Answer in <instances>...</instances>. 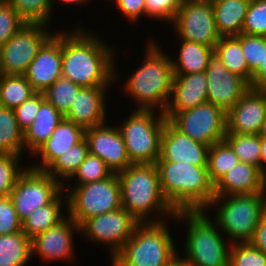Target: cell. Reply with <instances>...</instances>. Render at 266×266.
Listing matches in <instances>:
<instances>
[{
    "label": "cell",
    "instance_id": "1",
    "mask_svg": "<svg viewBox=\"0 0 266 266\" xmlns=\"http://www.w3.org/2000/svg\"><path fill=\"white\" fill-rule=\"evenodd\" d=\"M77 25L62 30V76L81 87L118 85L121 77L116 66L117 48L82 26V22Z\"/></svg>",
    "mask_w": 266,
    "mask_h": 266
},
{
    "label": "cell",
    "instance_id": "2",
    "mask_svg": "<svg viewBox=\"0 0 266 266\" xmlns=\"http://www.w3.org/2000/svg\"><path fill=\"white\" fill-rule=\"evenodd\" d=\"M154 37L143 48V62L122 82V90L133 100L136 109H151L164 113L172 94L173 67L168 56Z\"/></svg>",
    "mask_w": 266,
    "mask_h": 266
},
{
    "label": "cell",
    "instance_id": "3",
    "mask_svg": "<svg viewBox=\"0 0 266 266\" xmlns=\"http://www.w3.org/2000/svg\"><path fill=\"white\" fill-rule=\"evenodd\" d=\"M117 177L121 205L139 223L174 220L176 211L162 193L156 164H131Z\"/></svg>",
    "mask_w": 266,
    "mask_h": 266
},
{
    "label": "cell",
    "instance_id": "4",
    "mask_svg": "<svg viewBox=\"0 0 266 266\" xmlns=\"http://www.w3.org/2000/svg\"><path fill=\"white\" fill-rule=\"evenodd\" d=\"M162 193L176 211H204L214 199L207 166L157 161Z\"/></svg>",
    "mask_w": 266,
    "mask_h": 266
},
{
    "label": "cell",
    "instance_id": "5",
    "mask_svg": "<svg viewBox=\"0 0 266 266\" xmlns=\"http://www.w3.org/2000/svg\"><path fill=\"white\" fill-rule=\"evenodd\" d=\"M204 211H178L175 223H185L183 255L185 266H229L231 242ZM224 236V237H223Z\"/></svg>",
    "mask_w": 266,
    "mask_h": 266
},
{
    "label": "cell",
    "instance_id": "6",
    "mask_svg": "<svg viewBox=\"0 0 266 266\" xmlns=\"http://www.w3.org/2000/svg\"><path fill=\"white\" fill-rule=\"evenodd\" d=\"M168 220L138 223L111 266H166L179 254Z\"/></svg>",
    "mask_w": 266,
    "mask_h": 266
},
{
    "label": "cell",
    "instance_id": "7",
    "mask_svg": "<svg viewBox=\"0 0 266 266\" xmlns=\"http://www.w3.org/2000/svg\"><path fill=\"white\" fill-rule=\"evenodd\" d=\"M265 196L266 193L215 196L204 212L210 213L213 209L215 214L213 218L210 215V219L232 244L246 243L252 239L261 220Z\"/></svg>",
    "mask_w": 266,
    "mask_h": 266
},
{
    "label": "cell",
    "instance_id": "8",
    "mask_svg": "<svg viewBox=\"0 0 266 266\" xmlns=\"http://www.w3.org/2000/svg\"><path fill=\"white\" fill-rule=\"evenodd\" d=\"M122 120L115 124L131 164H155L160 157L161 136L167 121L164 113L135 108Z\"/></svg>",
    "mask_w": 266,
    "mask_h": 266
},
{
    "label": "cell",
    "instance_id": "9",
    "mask_svg": "<svg viewBox=\"0 0 266 266\" xmlns=\"http://www.w3.org/2000/svg\"><path fill=\"white\" fill-rule=\"evenodd\" d=\"M67 214L80 226L85 220L115 211L121 205V187L117 174L92 183H65Z\"/></svg>",
    "mask_w": 266,
    "mask_h": 266
},
{
    "label": "cell",
    "instance_id": "10",
    "mask_svg": "<svg viewBox=\"0 0 266 266\" xmlns=\"http://www.w3.org/2000/svg\"><path fill=\"white\" fill-rule=\"evenodd\" d=\"M166 119L192 140L208 145L224 140L226 112L210 102L178 113H164Z\"/></svg>",
    "mask_w": 266,
    "mask_h": 266
},
{
    "label": "cell",
    "instance_id": "11",
    "mask_svg": "<svg viewBox=\"0 0 266 266\" xmlns=\"http://www.w3.org/2000/svg\"><path fill=\"white\" fill-rule=\"evenodd\" d=\"M50 26L26 24L0 48V74L24 75L42 45L55 33Z\"/></svg>",
    "mask_w": 266,
    "mask_h": 266
},
{
    "label": "cell",
    "instance_id": "12",
    "mask_svg": "<svg viewBox=\"0 0 266 266\" xmlns=\"http://www.w3.org/2000/svg\"><path fill=\"white\" fill-rule=\"evenodd\" d=\"M139 222L123 207L85 220L80 225V235L88 242L108 247L112 260L131 238ZM91 240V241H90Z\"/></svg>",
    "mask_w": 266,
    "mask_h": 266
},
{
    "label": "cell",
    "instance_id": "13",
    "mask_svg": "<svg viewBox=\"0 0 266 266\" xmlns=\"http://www.w3.org/2000/svg\"><path fill=\"white\" fill-rule=\"evenodd\" d=\"M63 185L45 171L27 167L18 177L10 193L16 213L21 221L37 208L51 203L61 192Z\"/></svg>",
    "mask_w": 266,
    "mask_h": 266
},
{
    "label": "cell",
    "instance_id": "14",
    "mask_svg": "<svg viewBox=\"0 0 266 266\" xmlns=\"http://www.w3.org/2000/svg\"><path fill=\"white\" fill-rule=\"evenodd\" d=\"M171 25L169 27L177 38L213 48L221 37L216 29L215 14L209 0H186Z\"/></svg>",
    "mask_w": 266,
    "mask_h": 266
},
{
    "label": "cell",
    "instance_id": "15",
    "mask_svg": "<svg viewBox=\"0 0 266 266\" xmlns=\"http://www.w3.org/2000/svg\"><path fill=\"white\" fill-rule=\"evenodd\" d=\"M74 234L80 235V226L67 214L55 226L31 238V256L42 262L51 263L56 260L72 262L76 258Z\"/></svg>",
    "mask_w": 266,
    "mask_h": 266
},
{
    "label": "cell",
    "instance_id": "16",
    "mask_svg": "<svg viewBox=\"0 0 266 266\" xmlns=\"http://www.w3.org/2000/svg\"><path fill=\"white\" fill-rule=\"evenodd\" d=\"M205 73L207 102L226 113L251 88L244 78L230 72L215 53L210 57Z\"/></svg>",
    "mask_w": 266,
    "mask_h": 266
},
{
    "label": "cell",
    "instance_id": "17",
    "mask_svg": "<svg viewBox=\"0 0 266 266\" xmlns=\"http://www.w3.org/2000/svg\"><path fill=\"white\" fill-rule=\"evenodd\" d=\"M89 154L103 160L112 173L118 174L131 165L125 142L116 126L108 122L85 130Z\"/></svg>",
    "mask_w": 266,
    "mask_h": 266
},
{
    "label": "cell",
    "instance_id": "18",
    "mask_svg": "<svg viewBox=\"0 0 266 266\" xmlns=\"http://www.w3.org/2000/svg\"><path fill=\"white\" fill-rule=\"evenodd\" d=\"M36 93H43L62 76V30L42 45L23 75Z\"/></svg>",
    "mask_w": 266,
    "mask_h": 266
},
{
    "label": "cell",
    "instance_id": "19",
    "mask_svg": "<svg viewBox=\"0 0 266 266\" xmlns=\"http://www.w3.org/2000/svg\"><path fill=\"white\" fill-rule=\"evenodd\" d=\"M208 149V145L192 140L167 120L161 136L160 157L157 161L207 166Z\"/></svg>",
    "mask_w": 266,
    "mask_h": 266
},
{
    "label": "cell",
    "instance_id": "20",
    "mask_svg": "<svg viewBox=\"0 0 266 266\" xmlns=\"http://www.w3.org/2000/svg\"><path fill=\"white\" fill-rule=\"evenodd\" d=\"M264 111L265 91L250 88L226 113V133L258 134Z\"/></svg>",
    "mask_w": 266,
    "mask_h": 266
},
{
    "label": "cell",
    "instance_id": "21",
    "mask_svg": "<svg viewBox=\"0 0 266 266\" xmlns=\"http://www.w3.org/2000/svg\"><path fill=\"white\" fill-rule=\"evenodd\" d=\"M111 87H82L64 118L85 130L108 121L107 97ZM107 111V112H106Z\"/></svg>",
    "mask_w": 266,
    "mask_h": 266
},
{
    "label": "cell",
    "instance_id": "22",
    "mask_svg": "<svg viewBox=\"0 0 266 266\" xmlns=\"http://www.w3.org/2000/svg\"><path fill=\"white\" fill-rule=\"evenodd\" d=\"M85 138V129L63 118L49 139L32 155L38 162L29 167L45 171L61 154Z\"/></svg>",
    "mask_w": 266,
    "mask_h": 266
},
{
    "label": "cell",
    "instance_id": "23",
    "mask_svg": "<svg viewBox=\"0 0 266 266\" xmlns=\"http://www.w3.org/2000/svg\"><path fill=\"white\" fill-rule=\"evenodd\" d=\"M207 101L206 73L174 74L172 94L164 113H178Z\"/></svg>",
    "mask_w": 266,
    "mask_h": 266
},
{
    "label": "cell",
    "instance_id": "24",
    "mask_svg": "<svg viewBox=\"0 0 266 266\" xmlns=\"http://www.w3.org/2000/svg\"><path fill=\"white\" fill-rule=\"evenodd\" d=\"M215 196L266 193V180L259 168L239 161L215 185Z\"/></svg>",
    "mask_w": 266,
    "mask_h": 266
},
{
    "label": "cell",
    "instance_id": "25",
    "mask_svg": "<svg viewBox=\"0 0 266 266\" xmlns=\"http://www.w3.org/2000/svg\"><path fill=\"white\" fill-rule=\"evenodd\" d=\"M64 118L51 103L46 100L41 104L36 118L24 132V147L29 157L44 144Z\"/></svg>",
    "mask_w": 266,
    "mask_h": 266
},
{
    "label": "cell",
    "instance_id": "26",
    "mask_svg": "<svg viewBox=\"0 0 266 266\" xmlns=\"http://www.w3.org/2000/svg\"><path fill=\"white\" fill-rule=\"evenodd\" d=\"M251 0H211L216 29L221 37L242 33L245 16Z\"/></svg>",
    "mask_w": 266,
    "mask_h": 266
},
{
    "label": "cell",
    "instance_id": "27",
    "mask_svg": "<svg viewBox=\"0 0 266 266\" xmlns=\"http://www.w3.org/2000/svg\"><path fill=\"white\" fill-rule=\"evenodd\" d=\"M63 208H66V211ZM65 212H68L67 195L63 190L51 203L37 208L25 218L22 221V231L31 239L61 222L67 216Z\"/></svg>",
    "mask_w": 266,
    "mask_h": 266
},
{
    "label": "cell",
    "instance_id": "28",
    "mask_svg": "<svg viewBox=\"0 0 266 266\" xmlns=\"http://www.w3.org/2000/svg\"><path fill=\"white\" fill-rule=\"evenodd\" d=\"M180 40V41H179ZM180 42L178 56L173 59L171 56L174 74H192L204 72L214 48L201 43H195L178 38Z\"/></svg>",
    "mask_w": 266,
    "mask_h": 266
},
{
    "label": "cell",
    "instance_id": "29",
    "mask_svg": "<svg viewBox=\"0 0 266 266\" xmlns=\"http://www.w3.org/2000/svg\"><path fill=\"white\" fill-rule=\"evenodd\" d=\"M31 260V239L23 231L0 235V266H27Z\"/></svg>",
    "mask_w": 266,
    "mask_h": 266
},
{
    "label": "cell",
    "instance_id": "30",
    "mask_svg": "<svg viewBox=\"0 0 266 266\" xmlns=\"http://www.w3.org/2000/svg\"><path fill=\"white\" fill-rule=\"evenodd\" d=\"M0 154L23 156L24 133L19 129L14 109L0 105Z\"/></svg>",
    "mask_w": 266,
    "mask_h": 266
},
{
    "label": "cell",
    "instance_id": "31",
    "mask_svg": "<svg viewBox=\"0 0 266 266\" xmlns=\"http://www.w3.org/2000/svg\"><path fill=\"white\" fill-rule=\"evenodd\" d=\"M214 53L230 72L251 83L252 75L248 71L241 44L234 36L220 37L214 46Z\"/></svg>",
    "mask_w": 266,
    "mask_h": 266
},
{
    "label": "cell",
    "instance_id": "32",
    "mask_svg": "<svg viewBox=\"0 0 266 266\" xmlns=\"http://www.w3.org/2000/svg\"><path fill=\"white\" fill-rule=\"evenodd\" d=\"M88 154V144L84 138L66 153L61 154L45 172L64 185L74 175Z\"/></svg>",
    "mask_w": 266,
    "mask_h": 266
},
{
    "label": "cell",
    "instance_id": "33",
    "mask_svg": "<svg viewBox=\"0 0 266 266\" xmlns=\"http://www.w3.org/2000/svg\"><path fill=\"white\" fill-rule=\"evenodd\" d=\"M36 92L23 75L0 74V105L15 109Z\"/></svg>",
    "mask_w": 266,
    "mask_h": 266
},
{
    "label": "cell",
    "instance_id": "34",
    "mask_svg": "<svg viewBox=\"0 0 266 266\" xmlns=\"http://www.w3.org/2000/svg\"><path fill=\"white\" fill-rule=\"evenodd\" d=\"M238 162V157L225 140L211 145L208 149L207 167L212 184L215 185Z\"/></svg>",
    "mask_w": 266,
    "mask_h": 266
},
{
    "label": "cell",
    "instance_id": "35",
    "mask_svg": "<svg viewBox=\"0 0 266 266\" xmlns=\"http://www.w3.org/2000/svg\"><path fill=\"white\" fill-rule=\"evenodd\" d=\"M224 140L233 149L239 161L259 168L261 138L258 134L226 133Z\"/></svg>",
    "mask_w": 266,
    "mask_h": 266
},
{
    "label": "cell",
    "instance_id": "36",
    "mask_svg": "<svg viewBox=\"0 0 266 266\" xmlns=\"http://www.w3.org/2000/svg\"><path fill=\"white\" fill-rule=\"evenodd\" d=\"M27 24L51 25L53 13L50 0H6Z\"/></svg>",
    "mask_w": 266,
    "mask_h": 266
},
{
    "label": "cell",
    "instance_id": "37",
    "mask_svg": "<svg viewBox=\"0 0 266 266\" xmlns=\"http://www.w3.org/2000/svg\"><path fill=\"white\" fill-rule=\"evenodd\" d=\"M81 88L61 76L43 92V95L47 102L51 103L62 115H65Z\"/></svg>",
    "mask_w": 266,
    "mask_h": 266
},
{
    "label": "cell",
    "instance_id": "38",
    "mask_svg": "<svg viewBox=\"0 0 266 266\" xmlns=\"http://www.w3.org/2000/svg\"><path fill=\"white\" fill-rule=\"evenodd\" d=\"M112 174V171L103 160L98 156L88 154L74 175L66 183H72V181L76 180L74 185H82L104 180ZM74 178L75 180H73Z\"/></svg>",
    "mask_w": 266,
    "mask_h": 266
},
{
    "label": "cell",
    "instance_id": "39",
    "mask_svg": "<svg viewBox=\"0 0 266 266\" xmlns=\"http://www.w3.org/2000/svg\"><path fill=\"white\" fill-rule=\"evenodd\" d=\"M234 37L240 42L248 71L253 75L266 57V38L265 36L243 33Z\"/></svg>",
    "mask_w": 266,
    "mask_h": 266
},
{
    "label": "cell",
    "instance_id": "40",
    "mask_svg": "<svg viewBox=\"0 0 266 266\" xmlns=\"http://www.w3.org/2000/svg\"><path fill=\"white\" fill-rule=\"evenodd\" d=\"M22 156L0 154V197L10 196L18 177L28 166L21 165Z\"/></svg>",
    "mask_w": 266,
    "mask_h": 266
},
{
    "label": "cell",
    "instance_id": "41",
    "mask_svg": "<svg viewBox=\"0 0 266 266\" xmlns=\"http://www.w3.org/2000/svg\"><path fill=\"white\" fill-rule=\"evenodd\" d=\"M229 266H266V254L249 242L233 243L230 247Z\"/></svg>",
    "mask_w": 266,
    "mask_h": 266
},
{
    "label": "cell",
    "instance_id": "42",
    "mask_svg": "<svg viewBox=\"0 0 266 266\" xmlns=\"http://www.w3.org/2000/svg\"><path fill=\"white\" fill-rule=\"evenodd\" d=\"M186 0H145V18L159 20L163 24L172 22Z\"/></svg>",
    "mask_w": 266,
    "mask_h": 266
},
{
    "label": "cell",
    "instance_id": "43",
    "mask_svg": "<svg viewBox=\"0 0 266 266\" xmlns=\"http://www.w3.org/2000/svg\"><path fill=\"white\" fill-rule=\"evenodd\" d=\"M242 33L266 36V0L250 1Z\"/></svg>",
    "mask_w": 266,
    "mask_h": 266
},
{
    "label": "cell",
    "instance_id": "44",
    "mask_svg": "<svg viewBox=\"0 0 266 266\" xmlns=\"http://www.w3.org/2000/svg\"><path fill=\"white\" fill-rule=\"evenodd\" d=\"M26 24L6 0H0V48Z\"/></svg>",
    "mask_w": 266,
    "mask_h": 266
},
{
    "label": "cell",
    "instance_id": "45",
    "mask_svg": "<svg viewBox=\"0 0 266 266\" xmlns=\"http://www.w3.org/2000/svg\"><path fill=\"white\" fill-rule=\"evenodd\" d=\"M45 101L43 93H35L14 109L19 129L24 133L36 118L41 104Z\"/></svg>",
    "mask_w": 266,
    "mask_h": 266
},
{
    "label": "cell",
    "instance_id": "46",
    "mask_svg": "<svg viewBox=\"0 0 266 266\" xmlns=\"http://www.w3.org/2000/svg\"><path fill=\"white\" fill-rule=\"evenodd\" d=\"M22 231V221L18 217L10 196L0 197V235Z\"/></svg>",
    "mask_w": 266,
    "mask_h": 266
},
{
    "label": "cell",
    "instance_id": "47",
    "mask_svg": "<svg viewBox=\"0 0 266 266\" xmlns=\"http://www.w3.org/2000/svg\"><path fill=\"white\" fill-rule=\"evenodd\" d=\"M115 5L117 11L127 20L136 23L145 17V0H108Z\"/></svg>",
    "mask_w": 266,
    "mask_h": 266
},
{
    "label": "cell",
    "instance_id": "48",
    "mask_svg": "<svg viewBox=\"0 0 266 266\" xmlns=\"http://www.w3.org/2000/svg\"><path fill=\"white\" fill-rule=\"evenodd\" d=\"M249 243L257 250L266 254V223L261 219Z\"/></svg>",
    "mask_w": 266,
    "mask_h": 266
},
{
    "label": "cell",
    "instance_id": "49",
    "mask_svg": "<svg viewBox=\"0 0 266 266\" xmlns=\"http://www.w3.org/2000/svg\"><path fill=\"white\" fill-rule=\"evenodd\" d=\"M251 88L266 91V57L259 69L252 75Z\"/></svg>",
    "mask_w": 266,
    "mask_h": 266
},
{
    "label": "cell",
    "instance_id": "50",
    "mask_svg": "<svg viewBox=\"0 0 266 266\" xmlns=\"http://www.w3.org/2000/svg\"><path fill=\"white\" fill-rule=\"evenodd\" d=\"M259 171L262 177L266 180V140L264 139H261Z\"/></svg>",
    "mask_w": 266,
    "mask_h": 266
},
{
    "label": "cell",
    "instance_id": "51",
    "mask_svg": "<svg viewBox=\"0 0 266 266\" xmlns=\"http://www.w3.org/2000/svg\"><path fill=\"white\" fill-rule=\"evenodd\" d=\"M57 1V2H56ZM50 2H51V7H52V10H55V8H54V6L56 5L55 3H60V4H64V5H66L67 4V6H72V5H74V6H76V5H78V6H80L81 4H86L87 2H91V0H50Z\"/></svg>",
    "mask_w": 266,
    "mask_h": 266
},
{
    "label": "cell",
    "instance_id": "52",
    "mask_svg": "<svg viewBox=\"0 0 266 266\" xmlns=\"http://www.w3.org/2000/svg\"><path fill=\"white\" fill-rule=\"evenodd\" d=\"M166 266H185L183 260L177 256L173 261H171L168 265Z\"/></svg>",
    "mask_w": 266,
    "mask_h": 266
},
{
    "label": "cell",
    "instance_id": "53",
    "mask_svg": "<svg viewBox=\"0 0 266 266\" xmlns=\"http://www.w3.org/2000/svg\"><path fill=\"white\" fill-rule=\"evenodd\" d=\"M258 135L261 139L266 140V120L263 121Z\"/></svg>",
    "mask_w": 266,
    "mask_h": 266
},
{
    "label": "cell",
    "instance_id": "54",
    "mask_svg": "<svg viewBox=\"0 0 266 266\" xmlns=\"http://www.w3.org/2000/svg\"><path fill=\"white\" fill-rule=\"evenodd\" d=\"M261 219L266 223V196L263 201V206H262V217Z\"/></svg>",
    "mask_w": 266,
    "mask_h": 266
},
{
    "label": "cell",
    "instance_id": "55",
    "mask_svg": "<svg viewBox=\"0 0 266 266\" xmlns=\"http://www.w3.org/2000/svg\"><path fill=\"white\" fill-rule=\"evenodd\" d=\"M264 120H266V91H265V111H264Z\"/></svg>",
    "mask_w": 266,
    "mask_h": 266
}]
</instances>
